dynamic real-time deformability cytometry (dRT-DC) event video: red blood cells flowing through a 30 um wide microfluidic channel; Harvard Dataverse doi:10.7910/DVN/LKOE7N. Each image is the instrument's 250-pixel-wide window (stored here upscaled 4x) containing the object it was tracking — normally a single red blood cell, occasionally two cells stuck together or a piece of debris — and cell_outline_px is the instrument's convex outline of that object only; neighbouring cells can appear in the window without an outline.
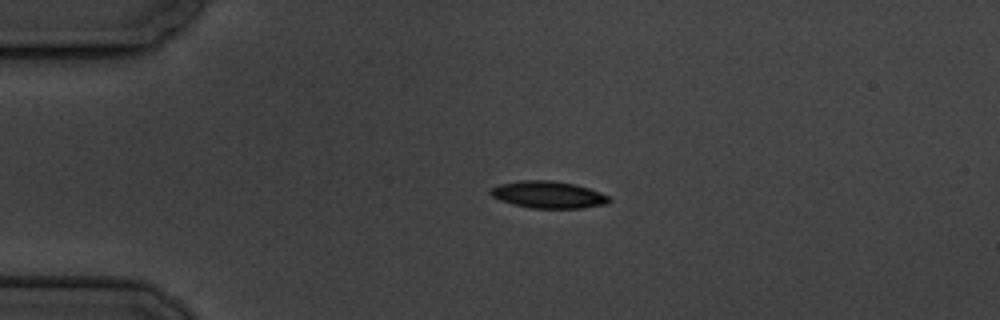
{"species": "common noctule bat (a hibernating species)", "species_latin": "Nyctalus noctula", "temperature_condition": "cold", "stored_images_in_passage": 4, "camera_frame_rate_fps": 3000, "um_per_image_px": 0.085, "animal": {"sex": "male", "body_mass_g": 19.5, "forearm_length_mm": 54.6}, "frame": {"image": 1, "passage_image": 3, "time_ms": 2.667, "image_size_px": [1000, 320], "cell_outline_px": [[612, 200], [608, 204], [584, 208], [532, 208], [512, 204], [500, 200], [492, 196], [488, 192], [492, 188], [500, 184], [520, 180], [552, 180], [576, 184], [600, 192], [608, 196]], "centroid_in_image_um": [46.62, 16.55], "position_along_channel_um": 38.4, "area_um2": 18.79}}